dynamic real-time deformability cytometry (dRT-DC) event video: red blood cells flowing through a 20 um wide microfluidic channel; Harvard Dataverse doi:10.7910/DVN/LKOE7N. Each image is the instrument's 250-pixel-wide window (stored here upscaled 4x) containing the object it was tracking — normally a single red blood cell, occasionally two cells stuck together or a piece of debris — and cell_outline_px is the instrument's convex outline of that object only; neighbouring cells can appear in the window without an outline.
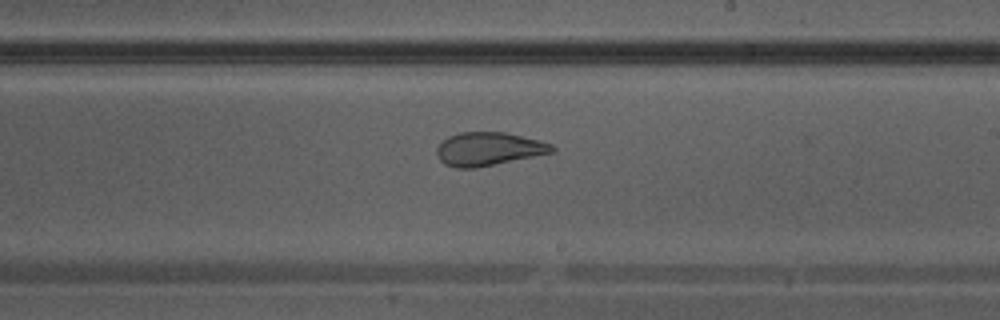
{"species": "Egyptian fruit bat (a non-hibernating species)", "species_latin": "Rousettus aegyptiacus", "temperature_condition": "warm", "stored_images_in_passage": 23, "camera_frame_rate_fps": 3000, "um_per_image_px": 0.085, "animal": {"sex": "male"}, "frame": {"image": 1, "passage_image": 11, "time_ms": 3.333, "image_size_px": [1000, 320], "cell_outline_px": [[556, 152], [472, 168], [456, 168], [444, 164], [440, 160], [436, 152], [436, 148], [448, 136], [460, 132], [504, 132], [540, 140], [552, 144], [556, 148]], "centroid_in_image_um": [41.54, 12.65], "position_along_channel_um": 247.5, "area_um2": 22.31}}